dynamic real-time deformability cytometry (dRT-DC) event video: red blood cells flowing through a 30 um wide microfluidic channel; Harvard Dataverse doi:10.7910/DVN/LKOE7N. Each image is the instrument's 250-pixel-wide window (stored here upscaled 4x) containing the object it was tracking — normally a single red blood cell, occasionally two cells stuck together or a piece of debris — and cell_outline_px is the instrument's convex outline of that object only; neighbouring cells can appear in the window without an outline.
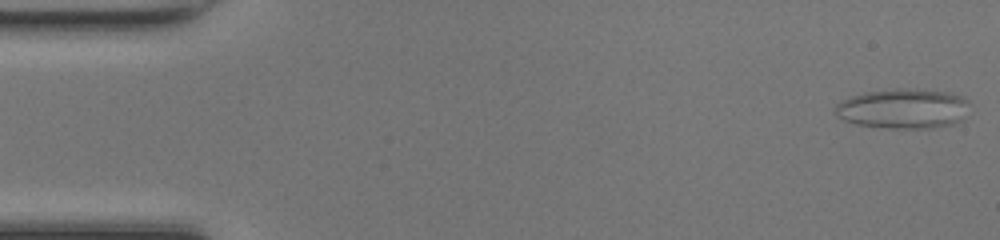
{"species": "common noctule bat (a hibernating species)", "species_latin": "Nyctalus noctula", "temperature_condition": "room temperature", "stored_images_in_passage": 45, "camera_frame_rate_fps": 3000, "um_per_image_px": 0.085, "animal": {"sex": "female", "body_mass_g": 17.0, "forearm_length_mm": 48.0}, "frame": {"image": 1, "passage_image": 1, "time_ms": 0.0, "image_size_px": [1000, 240], "cell_outline_px": [[968, 104], [964, 120], [952, 124], [932, 128], [888, 128], [856, 124], [844, 120], [836, 116], [832, 108], [836, 104], [852, 96], [864, 92], [896, 88], [900, 88], [948, 92], [964, 96], [968, 100]], "centroid_in_image_um": [76.77, 9.23], "position_along_channel_um": 8.2, "area_um2": 31.44}}
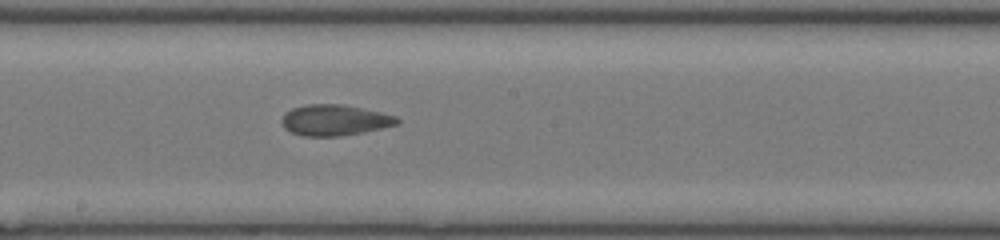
{"frame": {"image": 2, "passage_image": 26, "time_ms": 8.333, "image_size_px": [1000, 240], "cell_outline_px": [[400, 120], [396, 124], [364, 132], [340, 136], [304, 136], [292, 132], [284, 128], [280, 120], [284, 112], [292, 108], [308, 104], [344, 104], [380, 112], [396, 116]], "centroid_in_image_um": [28.4, 10.2], "position_along_channel_um": 219.8, "area_um2": 20.75}}
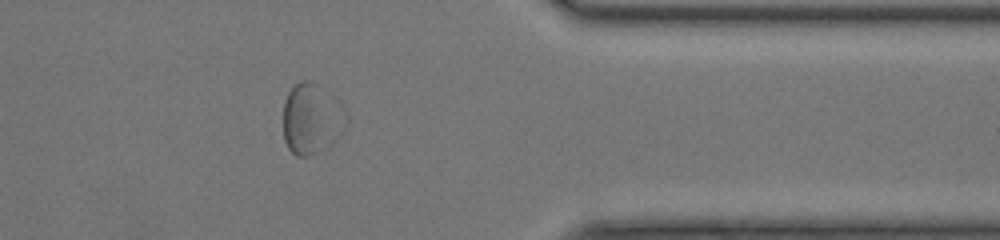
{"frame": {"image": 3, "passage_image": 39, "time_ms": 12.667, "image_size_px": [1000, 240], "cell_outline_px": [[332, 140], [324, 148], [308, 156], [296, 156], [288, 148], [284, 140], [284, 100], [288, 92], [300, 80], [308, 80], [312, 84]], "centroid_in_image_um": [25.88, 10.29], "position_along_channel_um": 385.5, "area_um2": 18.96}}